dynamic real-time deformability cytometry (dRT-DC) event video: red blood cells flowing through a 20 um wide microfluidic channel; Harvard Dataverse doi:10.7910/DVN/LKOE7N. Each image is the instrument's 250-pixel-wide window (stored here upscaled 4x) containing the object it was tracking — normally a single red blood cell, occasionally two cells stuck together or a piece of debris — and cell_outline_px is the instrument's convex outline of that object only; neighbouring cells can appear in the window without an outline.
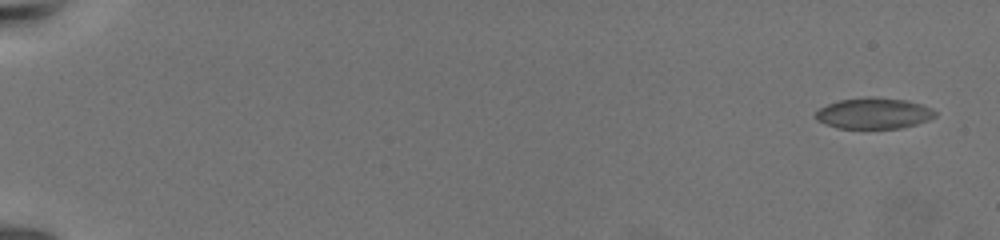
{"species": "common noctule bat (a hibernating species)", "species_latin": "Nyctalus noctula", "temperature_condition": "warm", "stored_images_in_passage": 17, "camera_frame_rate_fps": 3000, "um_per_image_px": 0.085, "animal": {"sex": "female", "body_mass_g": 19.5, "forearm_length_mm": 54.1}, "frame": {"image": 1, "passage_image": 1, "time_ms": 0.0, "image_size_px": [1000, 240], "cell_outline_px": [[936, 116], [928, 120], [916, 124], [900, 128], [836, 128], [824, 124], [816, 120], [816, 112], [820, 108], [828, 104], [840, 100], [868, 96], [904, 100], [920, 104], [932, 108], [936, 112]], "centroid_in_image_um": [74.26, 9.63], "position_along_channel_um": 10.7, "area_um2": 21.5}}
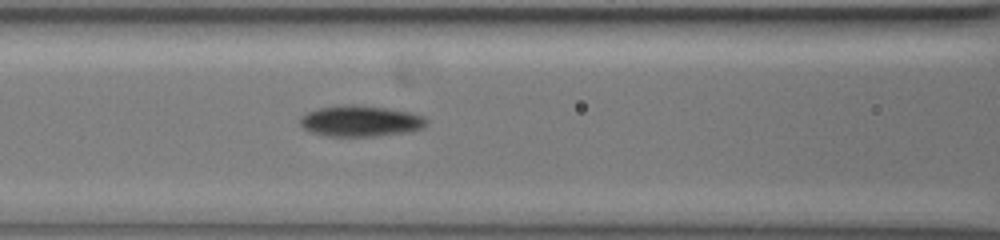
{"frame": {"image": 2, "passage_image": 12, "time_ms": 10.0, "image_size_px": [1000, 240], "cell_outline_px": [[428, 124], [424, 128], [412, 132], [376, 136], [324, 136], [308, 132], [300, 124], [300, 116], [316, 108], [344, 104], [352, 104], [388, 108], [412, 112], [424, 116], [428, 120]], "centroid_in_image_um": [30.67, 10.29], "position_along_channel_um": 135.9, "area_um2": 23.41}}
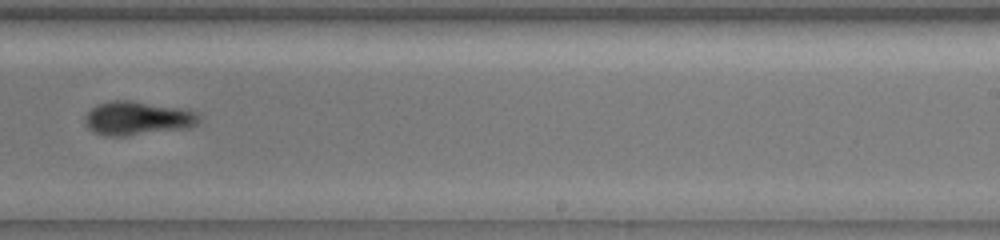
{"frame": {"image": 3, "passage_image": 17, "time_ms": 14.333, "image_size_px": [1000, 240], "cell_outline_px": [[200, 120], [192, 128], [124, 136], [104, 136], [92, 132], [84, 124], [84, 116], [96, 104], [112, 100], [132, 100], [180, 108], [196, 112], [200, 116]], "centroid_in_image_um": [11.66, 10.06], "position_along_channel_um": 277.3, "area_um2": 22.83}}